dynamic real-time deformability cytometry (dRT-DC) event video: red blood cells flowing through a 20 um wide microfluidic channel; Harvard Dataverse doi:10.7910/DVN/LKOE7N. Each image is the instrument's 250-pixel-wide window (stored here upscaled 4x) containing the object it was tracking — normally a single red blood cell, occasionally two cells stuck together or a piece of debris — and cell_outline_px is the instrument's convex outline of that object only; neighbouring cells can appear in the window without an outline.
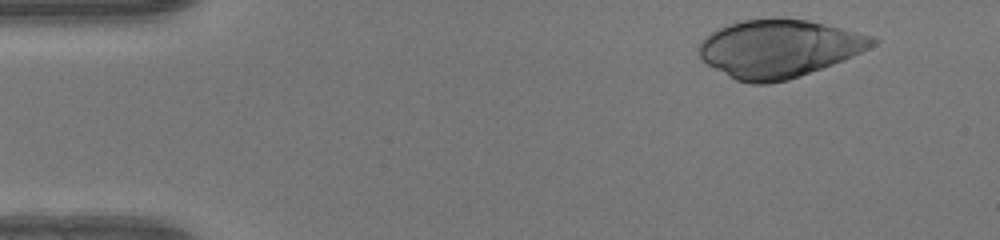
{"species": "human", "species_latin": "Homo sapiens", "temperature_condition": "warm", "stored_images_in_passage": 39, "camera_frame_rate_fps": 3000, "um_per_image_px": 0.085, "donor": {"sex": "female"}, "frame": {"image": 1, "passage_image": 3, "time_ms": 0.667, "image_size_px": [1000, 240], "cell_outline_px": [[880, 40], [876, 44], [852, 56], [832, 64], [800, 76], [788, 80], [768, 84], [752, 84], [736, 80], [728, 76], [708, 64], [700, 56], [696, 48], [712, 32], [728, 24], [744, 20], [808, 20], [876, 36]], "centroid_in_image_um": [66.23, 4.15], "position_along_channel_um": 18.8, "area_um2": 57.63}}